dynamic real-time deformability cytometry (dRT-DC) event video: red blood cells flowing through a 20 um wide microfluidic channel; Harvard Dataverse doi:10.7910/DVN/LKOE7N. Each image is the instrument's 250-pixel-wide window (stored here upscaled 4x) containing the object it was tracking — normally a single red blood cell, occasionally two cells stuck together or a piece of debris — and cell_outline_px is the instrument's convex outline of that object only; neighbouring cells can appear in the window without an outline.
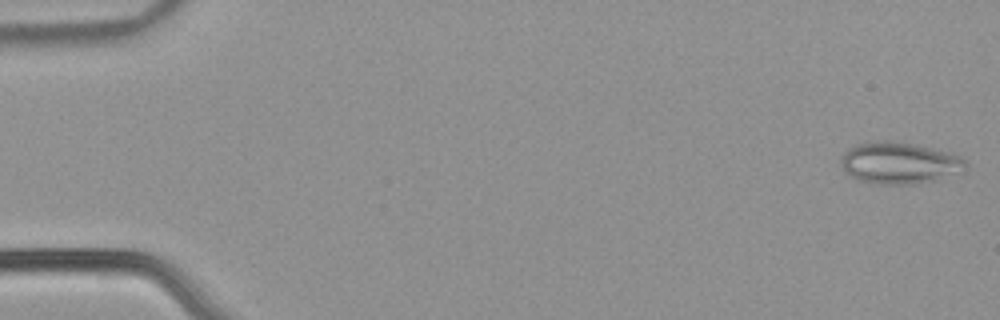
{"species": "common noctule bat (a hibernating species)", "species_latin": "Nyctalus noctula", "temperature_condition": "warm", "stored_images_in_passage": 53, "camera_frame_rate_fps": 3000, "um_per_image_px": 0.085, "animal": {"sex": "male", "body_mass_g": 21.5, "forearm_length_mm": 52.0}, "frame": {"image": 1, "passage_image": 1, "time_ms": 0.0, "image_size_px": [1000, 320], "cell_outline_px": [[968, 164], [964, 172], [940, 180], [920, 184], [876, 184], [856, 180], [844, 172], [840, 164], [840, 156], [848, 148], [856, 144], [880, 140], [888, 140], [912, 144], [948, 152], [960, 156], [968, 160]], "centroid_in_image_um": [76.46, 13.88], "position_along_channel_um": 8.5, "area_um2": 31.04}}
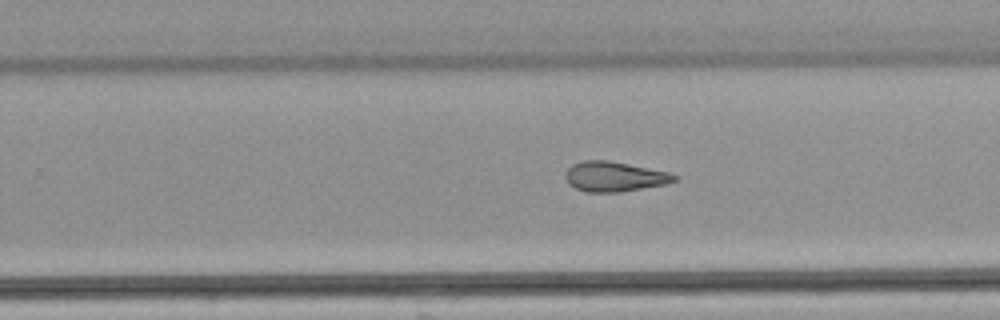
{"frame": {"image": 2, "passage_image": 34, "time_ms": 11.0, "image_size_px": [1000, 320], "cell_outline_px": [[680, 176], [676, 180], [668, 184], [620, 192], [584, 192], [568, 184], [564, 176], [568, 168], [572, 164], [584, 160], [608, 160], [668, 172]], "centroid_in_image_um": [52.22, 15.01], "position_along_channel_um": 277.6, "area_um2": 19.13}}
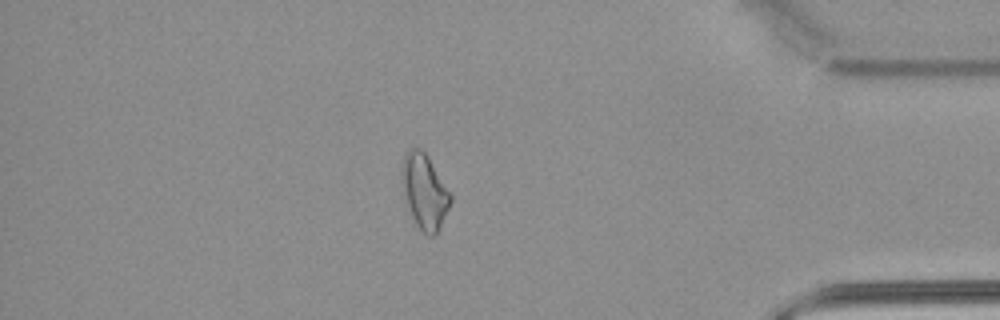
{"frame": {"image": 3, "passage_image": 46, "time_ms": 15.0, "image_size_px": [1000, 320], "cell_outline_px": [[452, 200], [436, 232], [432, 236], [428, 236], [416, 224], [404, 200], [400, 180], [400, 172], [404, 152], [408, 148], [420, 148], [428, 156], [452, 196]], "centroid_in_image_um": [36.02, 16.21], "position_along_channel_um": 399.2, "area_um2": 21.21}, "authors_computed_cell_mechanics": {"area_um2": 21.4438, "velocity_mm_per_s": 3.8746, "shape_relaxation_time_tau1_ms": null, "shape_relaxation_time_tau2_ms": 3.6353, "deformation_change_tau1": null, "deformation_change_tau2": 0.1247}}